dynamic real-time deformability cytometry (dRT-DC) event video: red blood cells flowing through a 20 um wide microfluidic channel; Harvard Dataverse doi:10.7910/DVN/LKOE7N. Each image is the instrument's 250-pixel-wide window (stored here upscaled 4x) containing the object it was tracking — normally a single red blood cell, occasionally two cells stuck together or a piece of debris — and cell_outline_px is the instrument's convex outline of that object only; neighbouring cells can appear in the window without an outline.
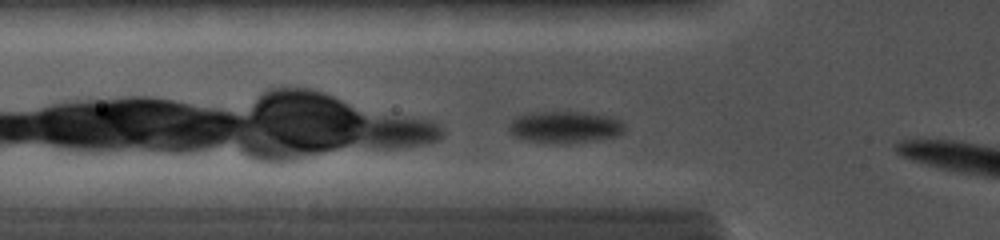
{"species": "common noctule bat (a hibernating species)", "species_latin": "Nyctalus noctula", "temperature_condition": "cold", "stored_images_in_passage": 5, "camera_frame_rate_fps": 5000, "um_per_image_px": 0.085, "animal": {"sex": "female", "body_mass_g": 19.0, "forearm_length_mm": 56.7}, "frame": {"image": 1, "passage_image": 3, "time_ms": 0.6, "image_size_px": [1000, 240], "cell_outline_px": [[624, 132], [616, 136], [596, 140], [568, 144], [548, 144], [524, 140], [512, 136], [508, 132], [508, 124], [516, 116], [532, 112], [588, 112], [612, 116], [620, 120], [624, 124]], "centroid_in_image_um": [47.98, 10.82], "position_along_channel_um": 77.8, "area_um2": 22.14}}